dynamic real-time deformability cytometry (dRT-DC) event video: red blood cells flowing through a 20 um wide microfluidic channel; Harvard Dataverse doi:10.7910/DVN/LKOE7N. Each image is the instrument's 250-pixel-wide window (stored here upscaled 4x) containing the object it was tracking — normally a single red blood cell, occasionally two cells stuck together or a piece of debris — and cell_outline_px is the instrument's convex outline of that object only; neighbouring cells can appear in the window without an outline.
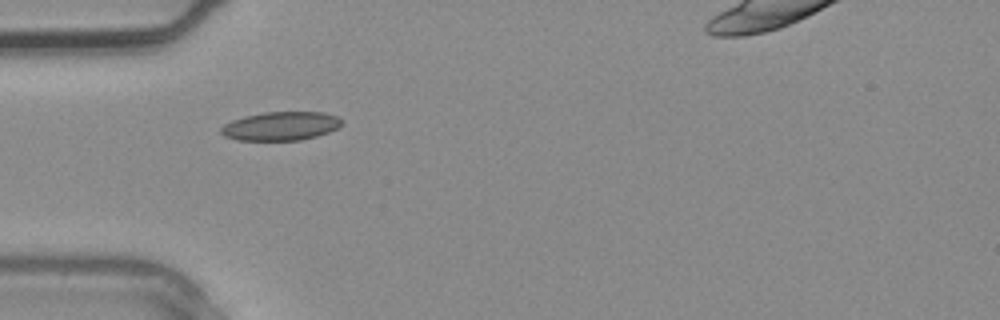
{"species": "common noctule bat (a hibernating species)", "species_latin": "Nyctalus noctula", "temperature_condition": "warm", "stored_images_in_passage": 2, "camera_frame_rate_fps": 3000, "um_per_image_px": 0.085, "animal": {"sex": "male", "body_mass_g": 20.4}, "frame": {"image": 1, "passage_image": 1, "time_ms": 0.0, "image_size_px": [1000, 320], "cell_outline_px": [[344, 124], [340, 128], [316, 136], [300, 140], [236, 140], [224, 136], [220, 132], [220, 128], [224, 124], [232, 120], [244, 116], [264, 112], [324, 112], [336, 116], [344, 120]], "centroid_in_image_um": [23.89, 10.71], "position_along_channel_um": 61.1, "area_um2": 20.4}}
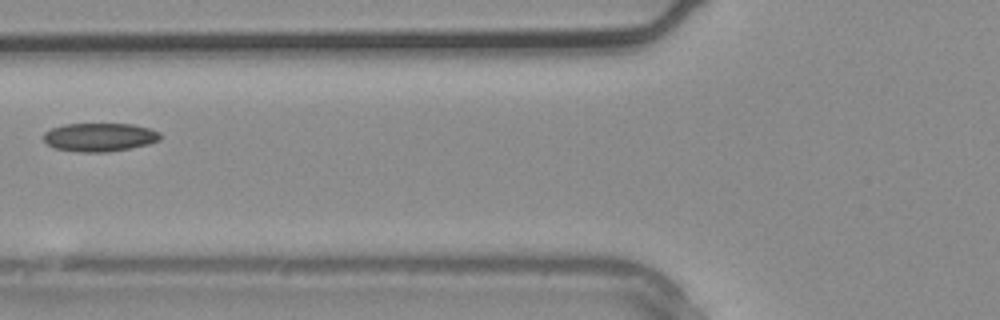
{"frame": {"image": 2, "passage_image": 2, "time_ms": 0.333, "image_size_px": [1000, 320], "cell_outline_px": [[160, 140], [148, 144], [108, 152], [80, 152], [56, 148], [48, 144], [44, 140], [44, 132], [52, 128], [64, 124], [132, 124], [148, 128], [160, 132]], "centroid_in_image_um": [8.47, 11.65], "position_along_channel_um": 117.3, "area_um2": 19.19}}